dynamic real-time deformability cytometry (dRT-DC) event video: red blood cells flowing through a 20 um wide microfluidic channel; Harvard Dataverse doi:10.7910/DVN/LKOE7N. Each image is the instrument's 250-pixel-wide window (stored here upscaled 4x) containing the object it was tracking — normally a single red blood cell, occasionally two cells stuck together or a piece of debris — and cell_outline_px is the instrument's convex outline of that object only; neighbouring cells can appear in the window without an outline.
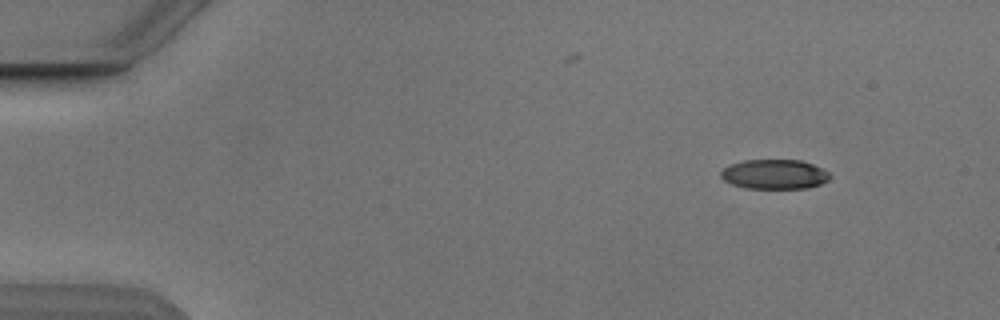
{"species": "Egyptian fruit bat (a non-hibernating species)", "species_latin": "Rousettus aegyptiacus", "temperature_condition": "cold", "stored_images_in_passage": 4, "camera_frame_rate_fps": 3000, "um_per_image_px": 0.085, "animal": {"sex": "male"}, "frame": {"image": 1, "passage_image": 1, "time_ms": 0.0, "image_size_px": [1000, 320], "cell_outline_px": [[832, 176], [828, 180], [820, 184], [808, 188], [744, 188], [732, 184], [724, 180], [720, 176], [720, 172], [724, 168], [732, 164], [744, 160], [800, 160], [812, 164], [828, 172]], "centroid_in_image_um": [65.82, 14.81], "position_along_channel_um": 19.2, "area_um2": 18.73}}
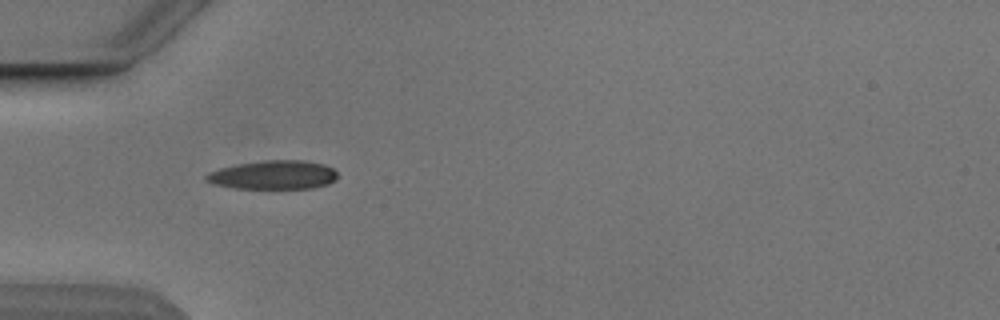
{"frame": {"image": 2, "passage_image": 4, "time_ms": 3.667, "image_size_px": [1000, 320], "cell_outline_px": [[336, 180], [328, 184], [312, 188], [232, 188], [212, 184], [204, 180], [204, 176], [208, 172], [220, 168], [240, 164], [264, 160], [304, 160], [324, 164], [332, 168], [336, 172]], "centroid_in_image_um": [23.21, 14.87], "position_along_channel_um": 61.8, "area_um2": 22.08}}